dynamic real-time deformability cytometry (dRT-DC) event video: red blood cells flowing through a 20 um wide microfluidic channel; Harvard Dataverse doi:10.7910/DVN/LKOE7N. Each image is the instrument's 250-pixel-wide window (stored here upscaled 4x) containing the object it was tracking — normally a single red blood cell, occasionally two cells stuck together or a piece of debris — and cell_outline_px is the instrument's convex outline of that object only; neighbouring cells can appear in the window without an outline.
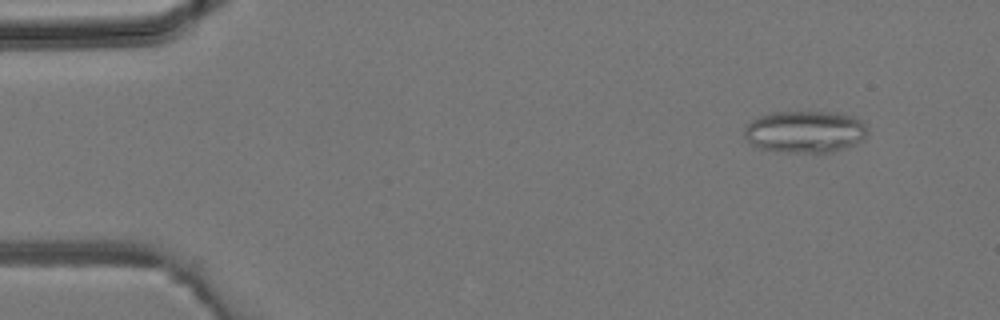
{"species": "common noctule bat (a hibernating species)", "species_latin": "Nyctalus noctula", "temperature_condition": "room temperature", "stored_images_in_passage": 42, "camera_frame_rate_fps": 3000, "um_per_image_px": 0.085, "animal": {"sex": "male", "body_mass_g": 19.2, "forearm_length_mm": 51.8}, "frame": {"image": 1, "passage_image": 4, "time_ms": 1.0, "image_size_px": [1000, 320], "cell_outline_px": [[868, 132], [860, 140], [852, 144], [828, 152], [784, 152], [760, 148], [752, 144], [744, 136], [744, 128], [752, 120], [760, 116], [772, 112], [836, 112], [852, 116], [860, 120], [864, 124]], "centroid_in_image_um": [68.38, 11.18], "position_along_channel_um": 16.6, "area_um2": 29.71}}
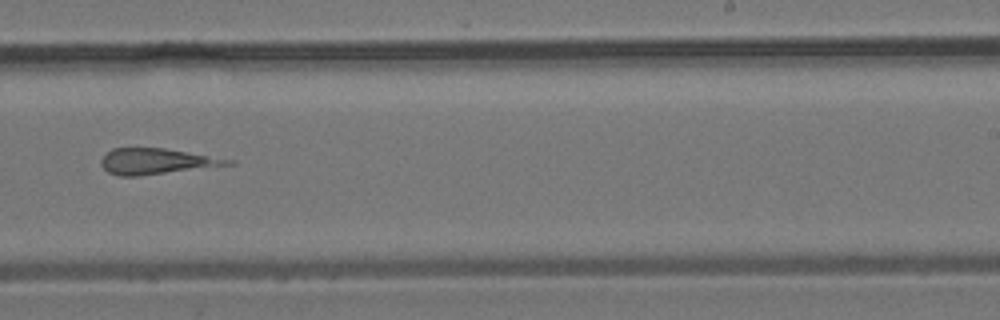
{"frame": {"image": 2, "passage_image": 26, "time_ms": 8.333, "image_size_px": [1000, 320], "cell_outline_px": [[236, 164], [140, 176], [120, 176], [108, 172], [100, 164], [100, 160], [112, 148], [164, 148], [236, 160]], "centroid_in_image_um": [13.33, 13.72], "position_along_channel_um": 275.7, "area_um2": 19.07}}
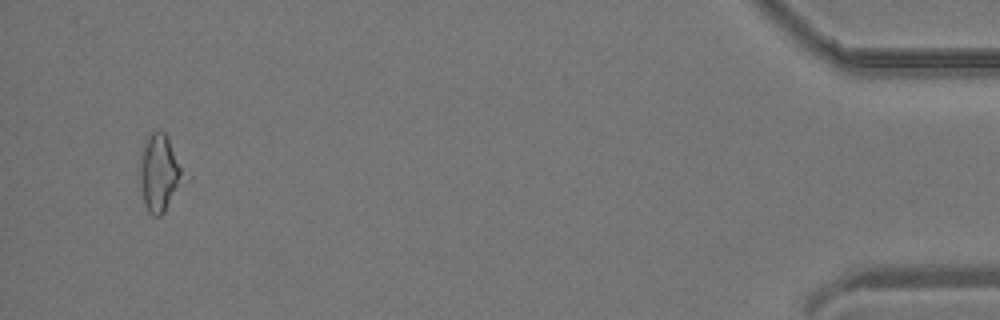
{"frame": {"image": 3, "passage_image": 40, "time_ms": 13.0, "image_size_px": [1000, 320], "cell_outline_px": [[184, 176], [164, 212], [160, 216], [152, 216], [148, 212], [144, 204], [140, 180], [140, 152], [148, 136], [152, 132], [164, 132], [184, 172]], "centroid_in_image_um": [13.51, 14.72], "position_along_channel_um": 421.7, "area_um2": 18.84}}